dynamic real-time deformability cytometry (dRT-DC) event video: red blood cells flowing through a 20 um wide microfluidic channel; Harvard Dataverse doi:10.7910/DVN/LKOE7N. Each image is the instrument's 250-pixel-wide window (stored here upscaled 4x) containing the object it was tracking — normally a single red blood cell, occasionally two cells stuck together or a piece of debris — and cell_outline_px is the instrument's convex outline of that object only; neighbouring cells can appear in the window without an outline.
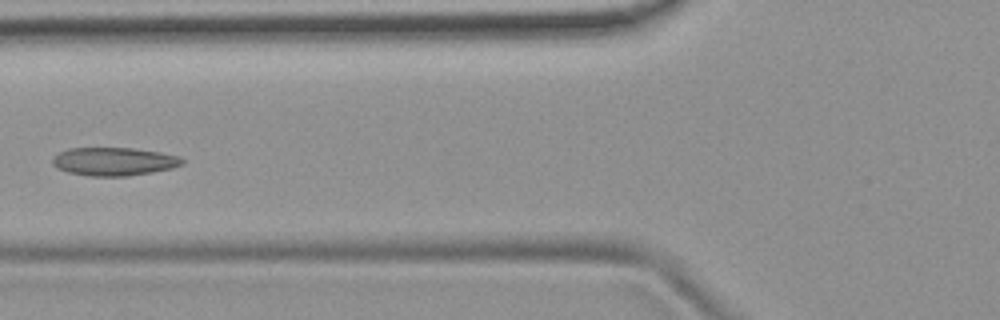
{"species": "common noctule bat (a hibernating species)", "species_latin": "Nyctalus noctula", "temperature_condition": "room temperature", "stored_images_in_passage": 4, "camera_frame_rate_fps": 3000, "um_per_image_px": 0.085, "animal": {"sex": "female", "body_mass_g": 19.9}, "frame": {"image": 1, "passage_image": 4, "time_ms": 4.667, "image_size_px": [1000, 320], "cell_outline_px": [[184, 164], [172, 168], [152, 172], [128, 176], [88, 176], [68, 172], [56, 168], [52, 164], [52, 160], [60, 152], [68, 148], [136, 148], [160, 152], [180, 156], [184, 160]], "centroid_in_image_um": [9.71, 13.73], "position_along_channel_um": 116.1, "area_um2": 21.44}}